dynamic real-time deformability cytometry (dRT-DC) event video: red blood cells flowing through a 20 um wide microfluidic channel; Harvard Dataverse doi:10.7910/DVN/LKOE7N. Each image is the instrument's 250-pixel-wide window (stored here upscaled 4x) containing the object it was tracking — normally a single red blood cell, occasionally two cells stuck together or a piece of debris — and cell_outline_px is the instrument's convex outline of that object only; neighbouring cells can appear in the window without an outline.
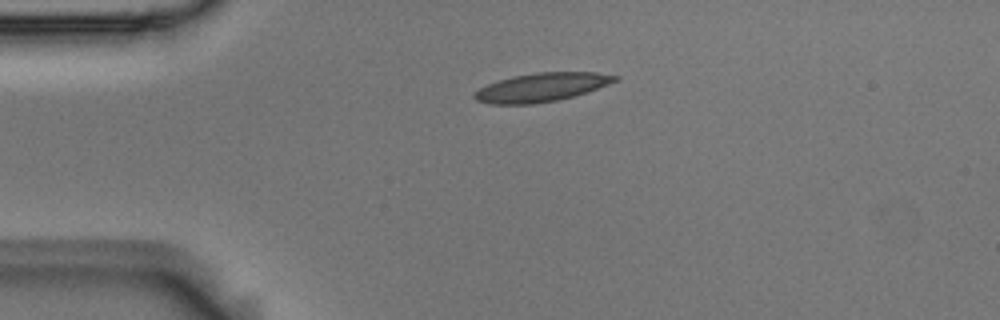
{"species": "Egyptian fruit bat (a non-hibernating species)", "species_latin": "Rousettus aegyptiacus", "temperature_condition": "room temperature", "stored_images_in_passage": 3, "camera_frame_rate_fps": 3000, "um_per_image_px": 0.085, "animal": {"sex": "male"}, "frame": {"image": 1, "passage_image": 1, "time_ms": 0.0, "image_size_px": [1000, 320], "cell_outline_px": [[620, 80], [576, 96], [560, 100], [536, 104], [488, 104], [476, 100], [472, 96], [480, 88], [488, 84], [512, 76], [536, 72], [596, 72], [620, 76]], "centroid_in_image_um": [46.08, 7.42], "position_along_channel_um": 38.9, "area_um2": 23.7}}
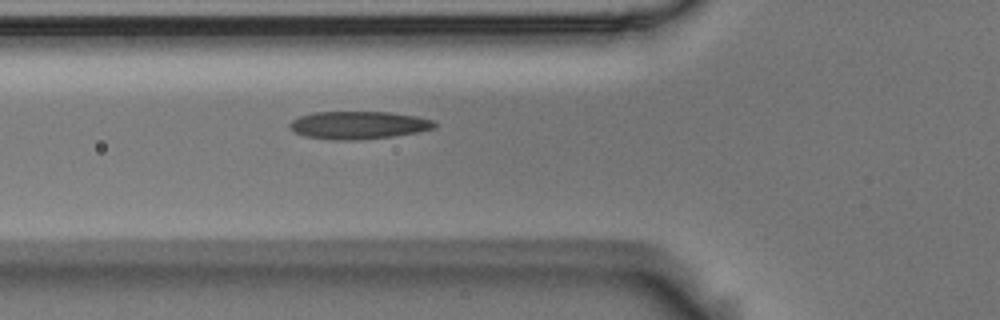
{"frame": {"image": 2, "passage_image": 3, "time_ms": 0.667, "image_size_px": [1000, 320], "cell_outline_px": [[436, 128], [416, 132], [392, 136], [356, 140], [332, 140], [304, 136], [288, 128], [288, 124], [292, 120], [300, 116], [316, 112], [392, 112], [416, 116], [432, 120], [436, 124]], "centroid_in_image_um": [30.45, 10.63], "position_along_channel_um": 95.4, "area_um2": 23.41}}